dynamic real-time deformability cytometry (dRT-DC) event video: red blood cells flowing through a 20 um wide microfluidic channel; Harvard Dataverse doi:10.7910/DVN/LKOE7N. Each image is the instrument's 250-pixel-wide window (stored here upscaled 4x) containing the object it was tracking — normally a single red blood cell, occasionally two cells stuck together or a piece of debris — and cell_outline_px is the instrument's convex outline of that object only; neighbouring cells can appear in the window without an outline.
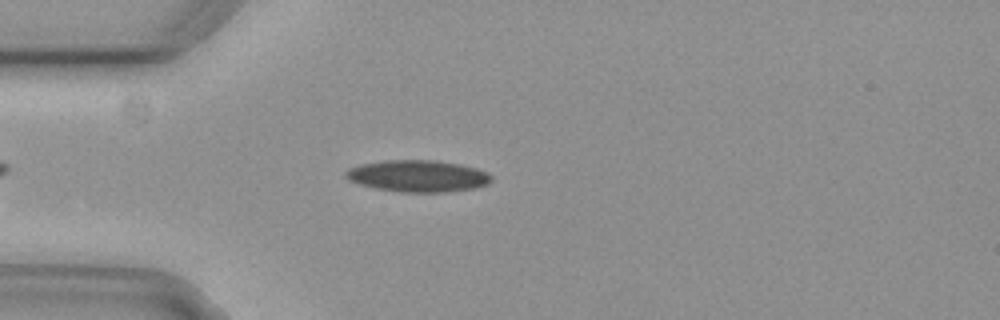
{"species": "common noctule bat (a hibernating species)", "species_latin": "Nyctalus noctula", "temperature_condition": "cold", "stored_images_in_passage": 31, "camera_frame_rate_fps": 3000, "um_per_image_px": 0.085, "animal": {"sex": "female", "body_mass_g": 29.2, "forearm_length_mm": 56.3}, "frame": {"image": 1, "passage_image": 5, "time_ms": 1.333, "image_size_px": [1000, 320], "cell_outline_px": [[492, 180], [488, 184], [476, 188], [448, 192], [396, 192], [376, 188], [360, 184], [348, 180], [344, 176], [344, 172], [348, 168], [360, 164], [384, 160], [432, 160], [460, 164], [476, 168], [488, 172], [492, 176]], "centroid_in_image_um": [35.51, 14.96], "position_along_channel_um": 49.5, "area_um2": 27.22}}
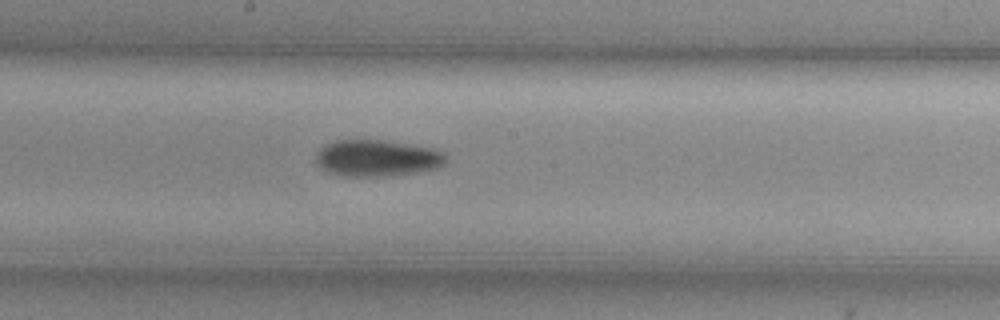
{"frame": {"image": 2, "passage_image": 19, "time_ms": 6.0, "image_size_px": [1000, 320], "cell_outline_px": [[448, 160], [440, 168], [392, 176], [348, 176], [332, 172], [320, 168], [316, 164], [316, 152], [320, 148], [336, 140], [384, 140], [432, 148], [444, 152]], "centroid_in_image_um": [32.09, 13.44], "position_along_channel_um": 216.1, "area_um2": 27.74}}
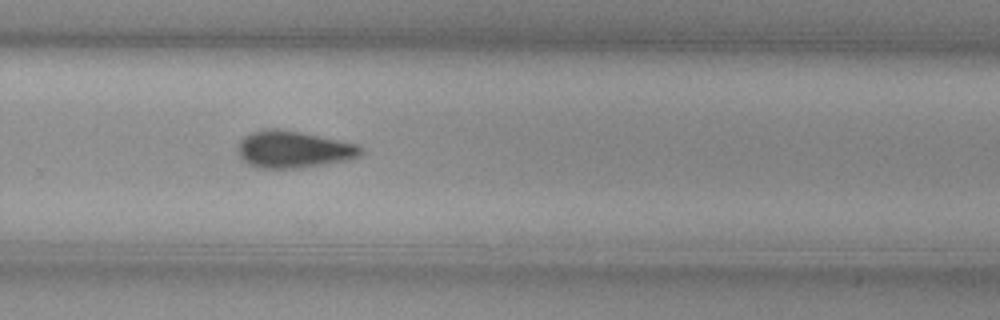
{"frame": {"image": 3, "passage_image": 26, "time_ms": 8.333, "image_size_px": [1000, 320], "cell_outline_px": [[364, 152], [360, 156], [352, 160], [304, 168], [256, 168], [248, 164], [240, 156], [236, 148], [240, 140], [244, 136], [252, 132], [268, 128], [280, 128], [360, 144]], "centroid_in_image_um": [24.99, 12.71], "position_along_channel_um": 304.8, "area_um2": 27.05}}